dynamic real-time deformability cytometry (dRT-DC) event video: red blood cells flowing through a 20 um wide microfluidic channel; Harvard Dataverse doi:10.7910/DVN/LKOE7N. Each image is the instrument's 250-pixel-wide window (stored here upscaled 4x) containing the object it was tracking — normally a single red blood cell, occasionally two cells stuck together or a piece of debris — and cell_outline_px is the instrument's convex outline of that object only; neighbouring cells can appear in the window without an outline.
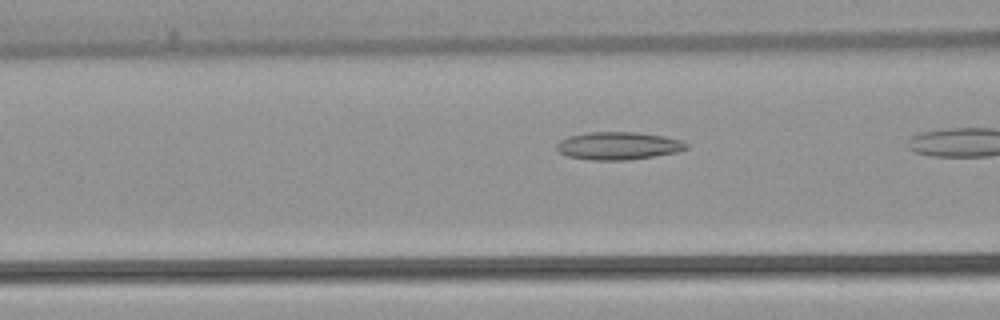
{"species": "common noctule bat (a hibernating species)", "species_latin": "Nyctalus noctula", "temperature_condition": "warm", "stored_images_in_passage": 10, "camera_frame_rate_fps": 3000, "um_per_image_px": 0.085, "animal": {"sex": "female", "body_mass_g": 22.7, "forearm_length_mm": 54.2}, "frame": {"image": 1, "passage_image": 9, "time_ms": 2.667, "image_size_px": [1000, 320], "cell_outline_px": [[688, 148], [676, 152], [628, 160], [588, 160], [568, 156], [560, 152], [556, 148], [556, 144], [560, 140], [568, 136], [588, 132], [636, 132], [664, 136], [680, 140], [688, 144]], "centroid_in_image_um": [52.53, 12.39], "position_along_channel_um": 114.1, "area_um2": 20.92}}